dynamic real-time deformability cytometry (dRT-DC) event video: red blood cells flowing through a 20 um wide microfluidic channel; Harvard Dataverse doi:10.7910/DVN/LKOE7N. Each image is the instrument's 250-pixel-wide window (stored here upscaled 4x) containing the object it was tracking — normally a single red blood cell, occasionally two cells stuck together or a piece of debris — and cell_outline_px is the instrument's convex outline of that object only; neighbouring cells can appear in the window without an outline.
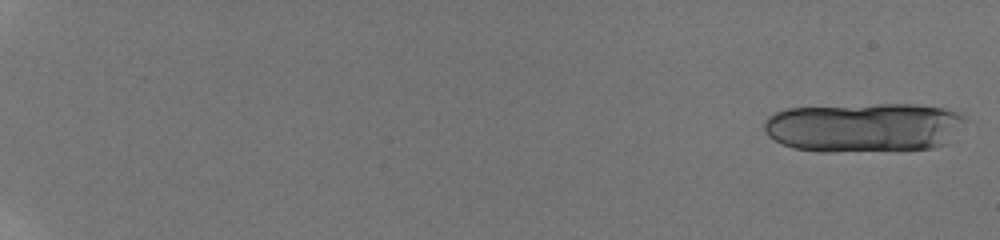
{"species": "human", "species_latin": "Homo sapiens", "temperature_condition": "room temperature", "stored_images_in_passage": 21, "camera_frame_rate_fps": 3000, "um_per_image_px": 0.085, "donor": {"sex": "male"}, "frame": {"image": 1, "passage_image": 1, "time_ms": 0.0, "image_size_px": [1000, 240], "cell_outline_px": [[968, 120], [948, 144], [932, 148], [832, 152], [824, 152], [792, 148], [768, 136], [764, 132], [764, 120], [768, 116], [776, 112], [788, 108], [880, 104], [916, 104], [944, 108], [960, 112]], "centroid_in_image_um": [73.48, 10.82], "position_along_channel_um": 11.5, "area_um2": 58.38}}